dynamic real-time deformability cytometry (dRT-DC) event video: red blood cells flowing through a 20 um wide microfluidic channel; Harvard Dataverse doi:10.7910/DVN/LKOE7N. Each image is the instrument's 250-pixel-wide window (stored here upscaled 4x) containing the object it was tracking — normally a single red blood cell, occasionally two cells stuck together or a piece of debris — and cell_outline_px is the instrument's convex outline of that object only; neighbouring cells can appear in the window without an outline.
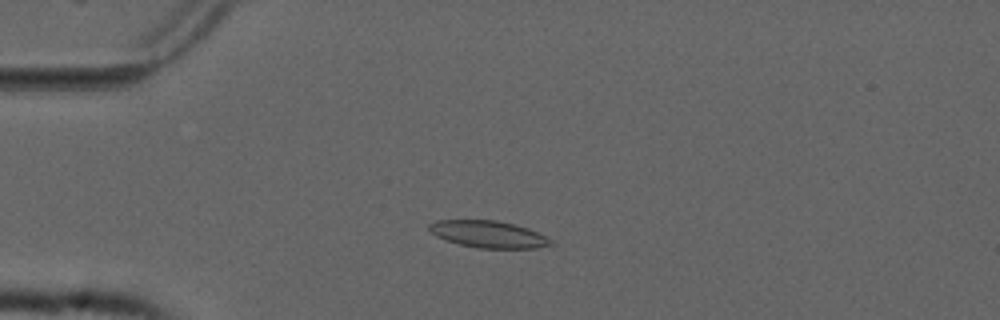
{"species": "common noctule bat (a hibernating species)", "species_latin": "Nyctalus noctula", "temperature_condition": "cold", "stored_images_in_passage": 21, "camera_frame_rate_fps": 3000, "um_per_image_px": 0.085, "animal": {"sex": "male", "forearm_length_mm": 52.5}, "frame": {"image": 1, "passage_image": 5, "time_ms": 1.333, "image_size_px": [1000, 320], "cell_outline_px": [[556, 244], [536, 248], [480, 248], [460, 244], [436, 236], [428, 228], [428, 224], [436, 220], [496, 220], [516, 224], [528, 228], [552, 240]], "centroid_in_image_um": [41.54, 19.9], "position_along_channel_um": 43.5, "area_um2": 19.02}}
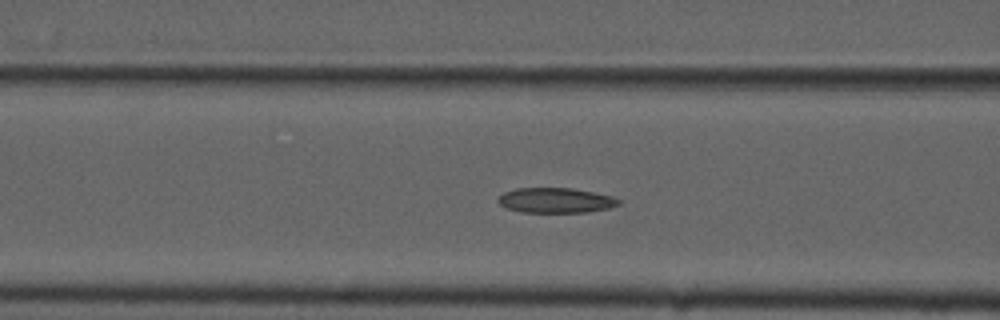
{"frame": {"image": 2, "passage_image": 13, "time_ms": 4.0, "image_size_px": [1000, 320], "cell_outline_px": [[620, 204], [608, 208], [588, 212], [520, 212], [508, 208], [500, 204], [496, 200], [504, 192], [516, 188], [572, 188], [612, 196], [620, 200]], "centroid_in_image_um": [47.22, 17.03], "position_along_channel_um": 119.4, "area_um2": 17.51}}
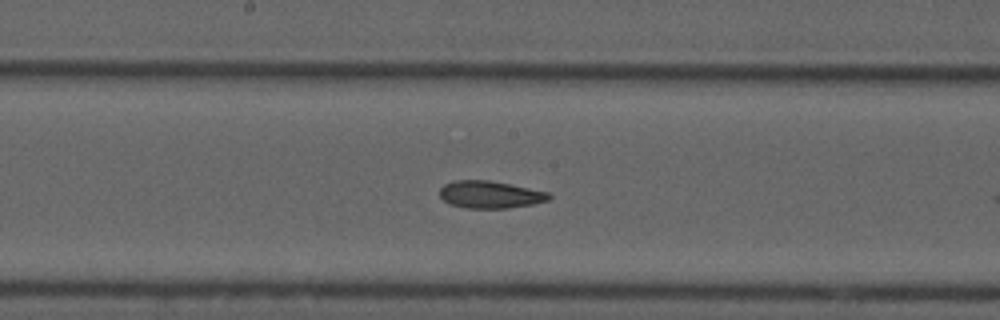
{"frame": {"image": 3, "passage_image": 20, "time_ms": 6.333, "image_size_px": [1000, 320], "cell_outline_px": [[552, 196], [548, 200], [532, 204], [508, 208], [464, 208], [452, 204], [444, 200], [440, 196], [440, 188], [444, 184], [456, 180], [488, 180], [548, 192]], "centroid_in_image_um": [41.64, 16.54], "position_along_channel_um": 206.6, "area_um2": 17.17}}